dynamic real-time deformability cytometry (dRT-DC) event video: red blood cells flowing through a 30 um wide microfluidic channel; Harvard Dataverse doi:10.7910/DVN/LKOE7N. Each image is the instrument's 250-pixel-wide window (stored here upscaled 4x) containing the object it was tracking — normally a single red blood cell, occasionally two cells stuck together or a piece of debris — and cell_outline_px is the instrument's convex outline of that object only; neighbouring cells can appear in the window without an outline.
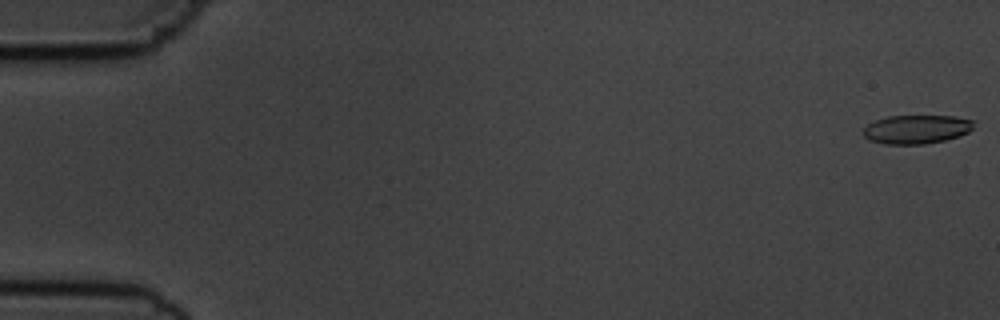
{"species": "common noctule bat (a hibernating species)", "species_latin": "Nyctalus noctula", "temperature_condition": "cold", "stored_images_in_passage": 56, "camera_frame_rate_fps": 3000, "um_per_image_px": 0.085, "animal": {"sex": "male", "body_mass_g": 19.5, "forearm_length_mm": 54.6}, "frame": {"image": 1, "passage_image": 1, "time_ms": 0.0, "image_size_px": [1000, 320], "cell_outline_px": [[976, 120], [972, 128], [968, 132], [960, 136], [944, 140], [924, 144], [884, 144], [872, 140], [864, 136], [864, 128], [868, 124], [876, 120], [888, 116], [956, 116]], "centroid_in_image_um": [77.95, 10.98], "position_along_channel_um": 7.0, "area_um2": 18.5}}
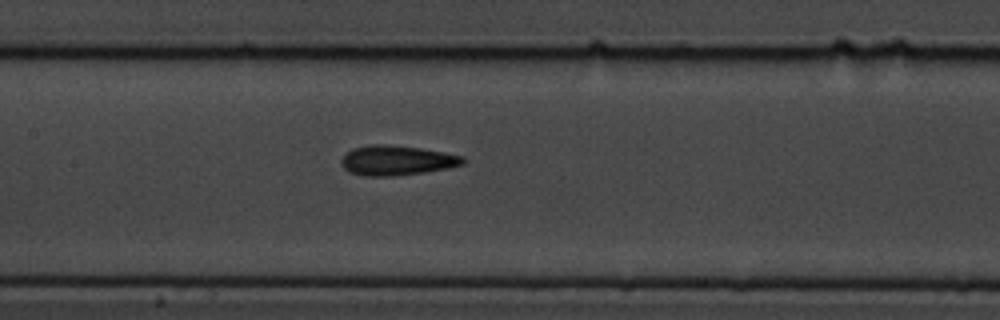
{"frame": {"image": 2, "passage_image": 27, "time_ms": 8.667, "image_size_px": [1000, 320], "cell_outline_px": [[464, 164], [448, 168], [424, 172], [392, 176], [364, 176], [348, 172], [340, 164], [340, 160], [352, 148], [372, 144], [384, 144], [420, 148], [444, 152], [464, 156]], "centroid_in_image_um": [33.7, 13.63], "position_along_channel_um": 173.7, "area_um2": 21.15}}
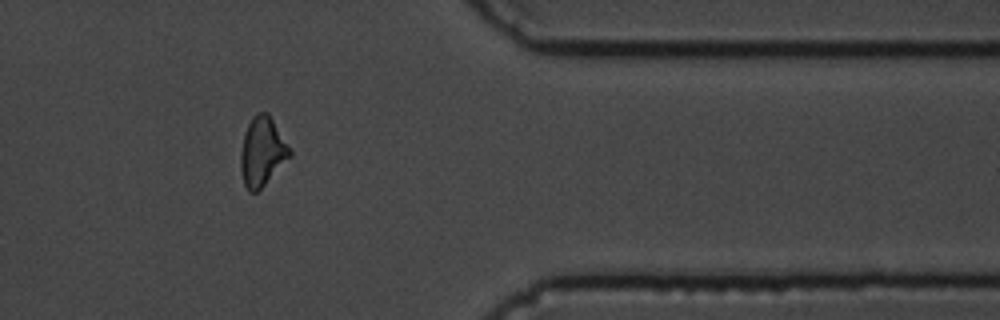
{"frame": {"image": 3, "passage_image": 46, "time_ms": 15.0, "image_size_px": [1000, 320], "cell_outline_px": [[292, 156], [256, 192], [248, 192], [244, 184], [240, 168], [240, 152], [244, 132], [252, 116], [256, 112], [268, 112], [292, 148]], "centroid_in_image_um": [22.3, 12.85], "position_along_channel_um": 389.1, "area_um2": 20.06}, "authors_computed_cell_mechanics": {"area_um2": 19.7676, "velocity_mm_per_s": 3.6629, "shape_relaxation_time_tau1_ms": 5.5549, "shape_relaxation_time_tau2_ms": 2.6338, "deformation_change_tau1": 0.1217, "deformation_change_tau2": 0.1191}}